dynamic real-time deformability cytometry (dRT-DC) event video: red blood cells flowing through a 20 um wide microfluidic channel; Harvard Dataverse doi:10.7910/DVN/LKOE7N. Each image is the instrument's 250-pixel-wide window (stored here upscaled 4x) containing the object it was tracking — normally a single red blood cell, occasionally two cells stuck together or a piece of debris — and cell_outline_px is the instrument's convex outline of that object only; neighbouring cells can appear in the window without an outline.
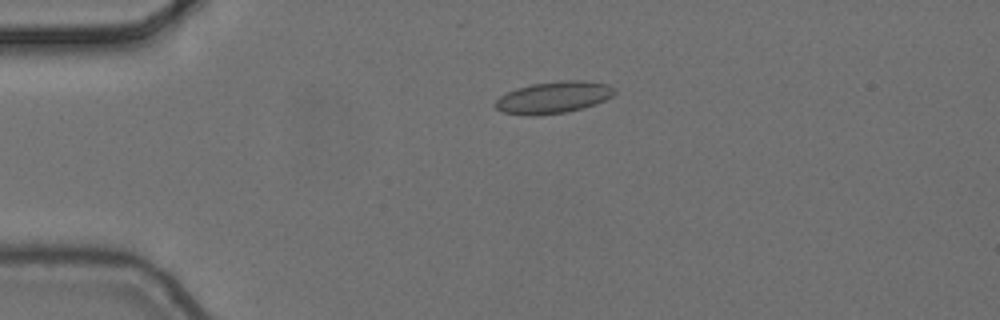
{"species": "common noctule bat (a hibernating species)", "species_latin": "Nyctalus noctula", "temperature_condition": "cold", "stored_images_in_passage": 4, "camera_frame_rate_fps": 3000, "um_per_image_px": 0.085, "animal": {"sex": "female", "body_mass_g": 24.6, "forearm_length_mm": 56.2}, "frame": {"image": 1, "passage_image": 3, "time_ms": 0.667, "image_size_px": [1000, 320], "cell_outline_px": [[616, 92], [612, 96], [596, 104], [568, 112], [536, 116], [528, 116], [504, 112], [496, 108], [492, 104], [500, 96], [516, 88], [532, 84], [560, 80], [584, 80], [608, 84], [616, 88]], "centroid_in_image_um": [47.06, 8.28], "position_along_channel_um": 37.9, "area_um2": 22.37}}